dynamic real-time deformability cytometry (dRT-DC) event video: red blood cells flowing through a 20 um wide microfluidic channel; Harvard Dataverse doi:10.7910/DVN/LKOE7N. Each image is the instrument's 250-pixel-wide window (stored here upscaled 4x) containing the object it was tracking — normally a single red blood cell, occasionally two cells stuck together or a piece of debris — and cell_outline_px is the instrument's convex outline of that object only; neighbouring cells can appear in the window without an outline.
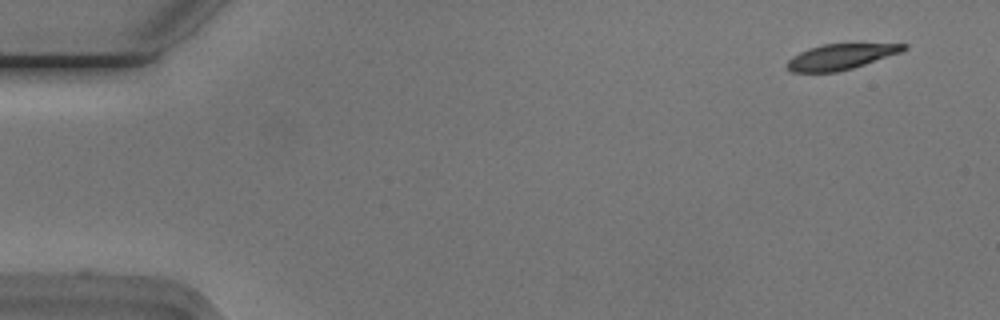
{"species": "Egyptian fruit bat (a non-hibernating species)", "species_latin": "Rousettus aegyptiacus", "temperature_condition": "cold", "stored_images_in_passage": 52, "camera_frame_rate_fps": 3000, "um_per_image_px": 0.085, "animal": {"sex": "male"}, "frame": {"image": 1, "passage_image": 1, "time_ms": 0.0, "image_size_px": [1000, 320], "cell_outline_px": [[908, 48], [900, 52], [852, 68], [836, 72], [792, 72], [784, 64], [792, 56], [808, 48], [824, 44], [908, 44]], "centroid_in_image_um": [71.4, 4.82], "position_along_channel_um": 13.6, "area_um2": 17.11}}
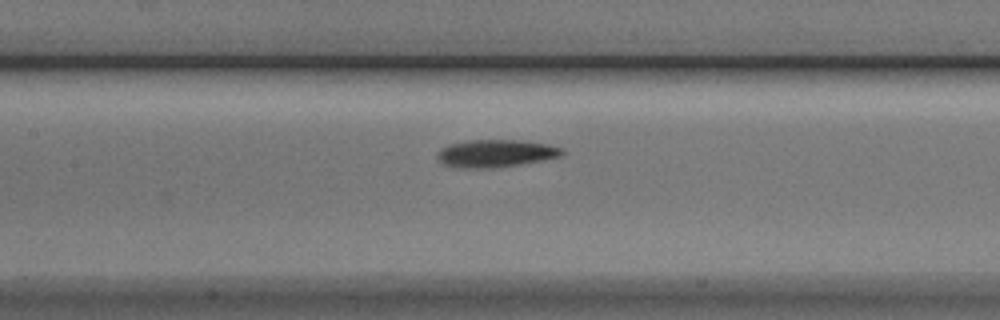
{"frame": {"image": 2, "passage_image": 23, "time_ms": 7.333, "image_size_px": [1000, 320], "cell_outline_px": [[564, 152], [560, 156], [540, 160], [492, 168], [456, 168], [444, 164], [436, 160], [436, 152], [440, 148], [448, 144], [464, 140], [520, 140], [548, 144], [564, 148]], "centroid_in_image_um": [42.04, 13.02], "position_along_channel_um": 165.4, "area_um2": 20.17}}
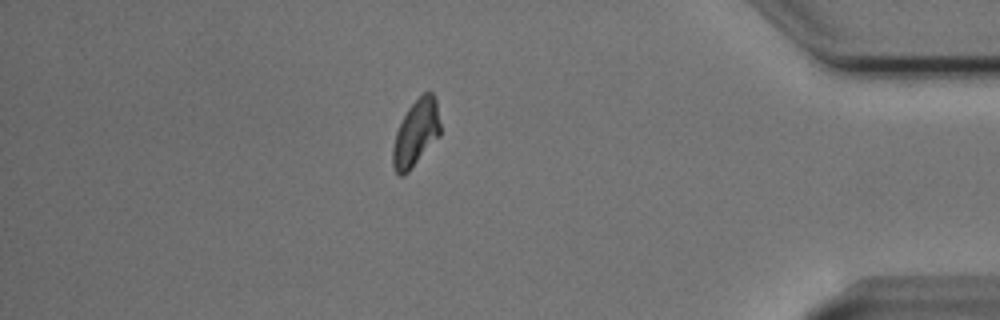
{"frame": {"image": 3, "passage_image": 45, "time_ms": 14.667, "image_size_px": [1000, 320], "cell_outline_px": [[440, 136], [408, 172], [400, 176], [396, 172], [392, 164], [392, 148], [396, 132], [408, 108], [424, 92], [432, 92], [436, 100], [440, 124]], "centroid_in_image_um": [35.35, 11.32], "position_along_channel_um": 399.8, "area_um2": 18.21}, "authors_computed_cell_mechanics": {"area_um2": 18.785, "velocity_mm_per_s": 3.7236, "shape_relaxation_time_tau1_ms": 3.4905, "shape_relaxation_time_tau2_ms": 4.2427, "deformation_change_tau1": 0.1271, "deformation_change_tau2": 0.0945}}